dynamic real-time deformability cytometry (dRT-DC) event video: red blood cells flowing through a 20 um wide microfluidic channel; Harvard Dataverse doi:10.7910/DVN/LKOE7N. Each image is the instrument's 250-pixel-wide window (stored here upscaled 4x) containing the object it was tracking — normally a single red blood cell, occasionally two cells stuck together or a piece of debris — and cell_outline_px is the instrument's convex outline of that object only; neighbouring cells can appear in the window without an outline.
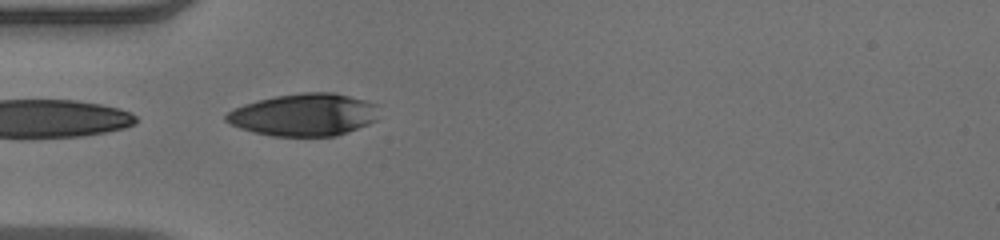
{"species": "human", "species_latin": "Homo sapiens", "temperature_condition": "warm", "stored_images_in_passage": 37, "camera_frame_rate_fps": 3000, "um_per_image_px": 0.085, "donor": {"sex": "male"}, "frame": {"image": 1, "passage_image": 1, "time_ms": 0.0, "image_size_px": [1000, 240], "cell_outline_px": [[376, 120], [368, 124], [348, 132], [336, 136], [272, 136], [252, 132], [240, 128], [224, 120], [224, 116], [232, 108], [256, 100], [276, 96], [300, 92], [332, 92], [364, 100], [376, 104]], "centroid_in_image_um": [25.79, 9.75], "position_along_channel_um": 59.2, "area_um2": 37.74}}
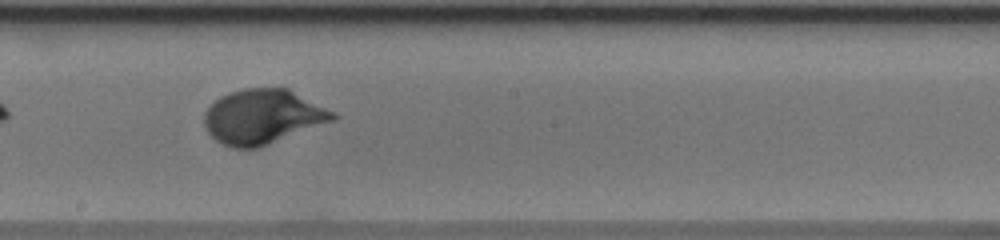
{"frame": {"image": 2, "passage_image": 14, "time_ms": 4.333, "image_size_px": [1000, 240], "cell_outline_px": [[340, 116], [336, 120], [260, 148], [232, 148], [216, 140], [204, 128], [204, 112], [220, 96], [228, 92], [244, 88], [288, 88], [336, 112]], "centroid_in_image_um": [22.37, 9.92], "position_along_channel_um": 225.8, "area_um2": 41.38}}
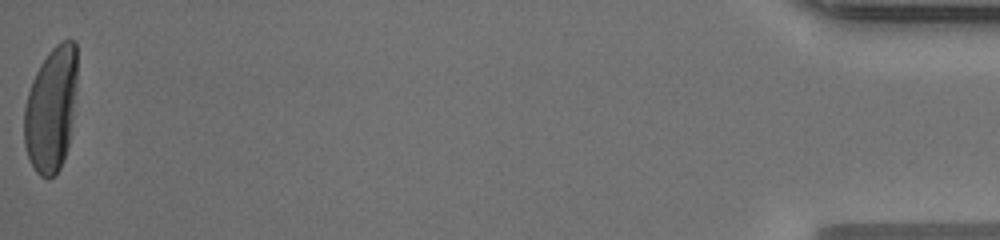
{"frame": {"image": 3, "passage_image": 37, "time_ms": 12.0, "image_size_px": [1000, 240], "cell_outline_px": [[76, 88], [72, 120], [68, 144], [60, 168], [48, 180], [40, 176], [36, 172], [28, 156], [24, 144], [24, 108], [28, 92], [32, 80], [40, 64], [48, 52], [60, 40], [76, 40]], "centroid_in_image_um": [4.33, 9.26], "position_along_channel_um": 430.9, "area_um2": 38.55}, "authors_computed_cell_mechanics": {"area_um2": 38.9572, "velocity_mm_per_s": 3.929, "shape_relaxation_time_tau1_ms": 3.0244, "shape_relaxation_time_tau2_ms": null, "deformation_change_tau1": 0.1925, "deformation_change_tau2": null}}